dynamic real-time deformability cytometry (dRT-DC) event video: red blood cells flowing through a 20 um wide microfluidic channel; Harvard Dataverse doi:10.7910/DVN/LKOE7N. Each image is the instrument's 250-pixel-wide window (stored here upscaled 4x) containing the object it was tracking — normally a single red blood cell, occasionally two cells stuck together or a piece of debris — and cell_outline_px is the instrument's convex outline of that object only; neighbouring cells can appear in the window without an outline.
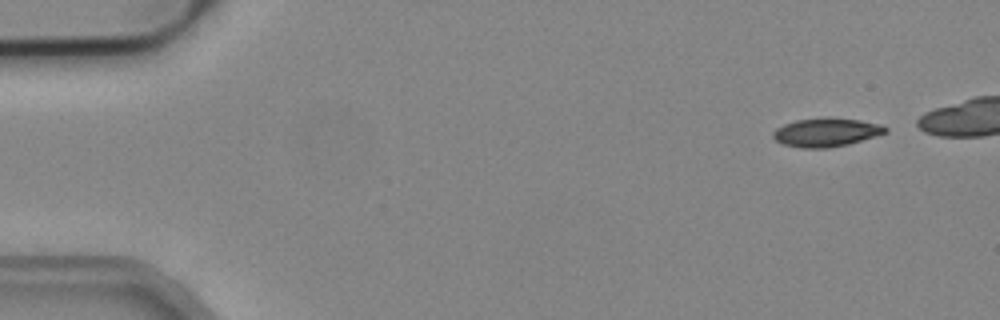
{"species": "common noctule bat (a hibernating species)", "species_latin": "Nyctalus noctula", "temperature_condition": "cold", "stored_images_in_passage": 4, "camera_frame_rate_fps": 3000, "um_per_image_px": 0.085, "animal": {"sex": "male", "body_mass_g": 19.2, "forearm_length_mm": 51.8}, "frame": {"image": 1, "passage_image": 1, "time_ms": 0.0, "image_size_px": [1000, 320], "cell_outline_px": [[888, 132], [848, 144], [828, 148], [800, 148], [784, 144], [776, 140], [772, 136], [772, 132], [776, 128], [784, 124], [796, 120], [828, 116], [860, 120], [880, 124], [888, 128]], "centroid_in_image_um": [70.22, 11.23], "position_along_channel_um": 14.8, "area_um2": 18.9}}